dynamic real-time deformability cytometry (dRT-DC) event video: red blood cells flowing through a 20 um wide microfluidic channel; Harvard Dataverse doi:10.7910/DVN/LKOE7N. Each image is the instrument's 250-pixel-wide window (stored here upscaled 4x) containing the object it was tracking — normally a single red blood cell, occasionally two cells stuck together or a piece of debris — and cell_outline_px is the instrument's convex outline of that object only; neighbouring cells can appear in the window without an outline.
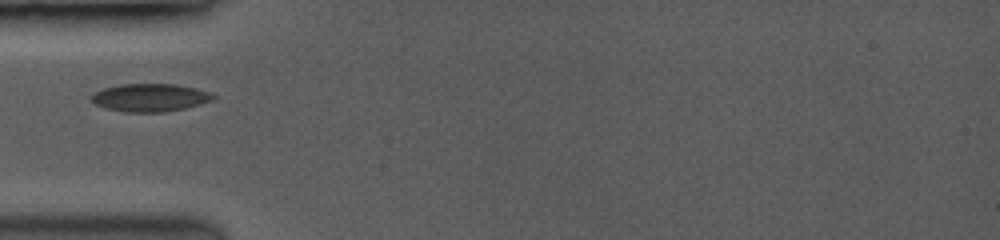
{"species": "common noctule bat (a hibernating species)", "species_latin": "Nyctalus noctula", "temperature_condition": "room temperature", "stored_images_in_passage": 4, "camera_frame_rate_fps": 3500, "um_per_image_px": 0.085, "animal": {"sex": "female", "body_mass_g": 19.0, "forearm_length_mm": 53.3}, "frame": {"image": 1, "passage_image": 1, "time_ms": 0.0, "image_size_px": [1000, 240], "cell_outline_px": [[216, 96], [212, 100], [184, 108], [164, 112], [128, 112], [108, 108], [96, 104], [92, 100], [92, 96], [96, 92], [104, 88], [120, 84], [176, 84], [208, 92]], "centroid_in_image_um": [12.75, 8.29], "position_along_channel_um": 72.2, "area_um2": 19.31}}
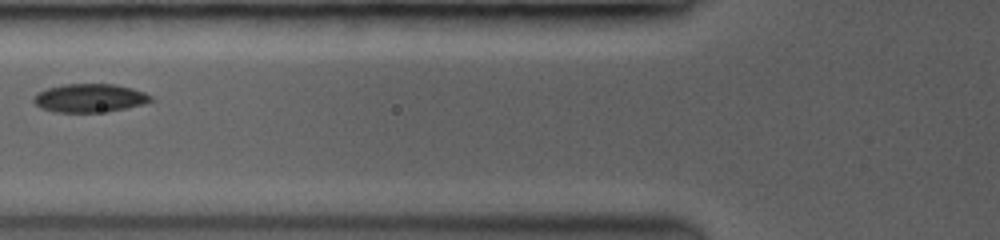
{"frame": {"image": 2, "passage_image": 3, "time_ms": 1.143, "image_size_px": [1000, 240], "cell_outline_px": [[152, 100], [140, 104], [124, 108], [96, 112], [60, 112], [40, 108], [32, 100], [40, 92], [48, 88], [64, 84], [112, 84], [132, 88], [144, 92]], "centroid_in_image_um": [7.58, 8.32], "position_along_channel_um": 118.2, "area_um2": 18.79}}